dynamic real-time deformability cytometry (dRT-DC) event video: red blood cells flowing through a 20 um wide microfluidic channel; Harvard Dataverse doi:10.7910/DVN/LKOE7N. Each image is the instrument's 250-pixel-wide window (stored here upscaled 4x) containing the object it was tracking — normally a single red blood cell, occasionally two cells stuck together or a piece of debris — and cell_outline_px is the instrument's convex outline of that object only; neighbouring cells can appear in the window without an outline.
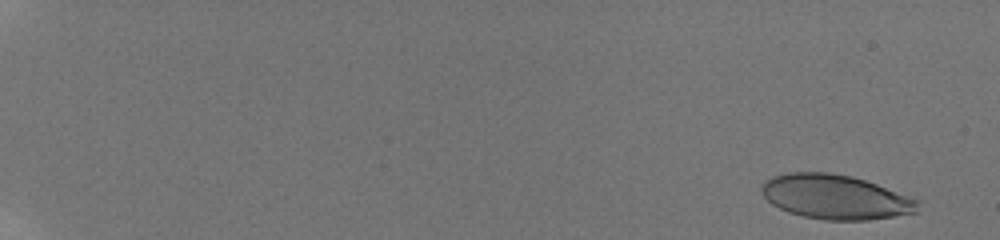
{"species": "human", "species_latin": "Homo sapiens", "temperature_condition": "room temperature", "stored_images_in_passage": 58, "camera_frame_rate_fps": 3000, "um_per_image_px": 0.085, "donor": {"sex": "male"}, "frame": {"image": 1, "passage_image": 4, "time_ms": 1.0, "image_size_px": [1000, 240], "cell_outline_px": [[920, 200], [916, 212], [868, 220], [824, 220], [804, 216], [788, 212], [772, 204], [760, 192], [760, 188], [764, 180], [772, 176], [788, 172], [832, 172], [852, 176], [876, 184]], "centroid_in_image_um": [70.97, 16.73], "position_along_channel_um": 14.0, "area_um2": 40.46}}
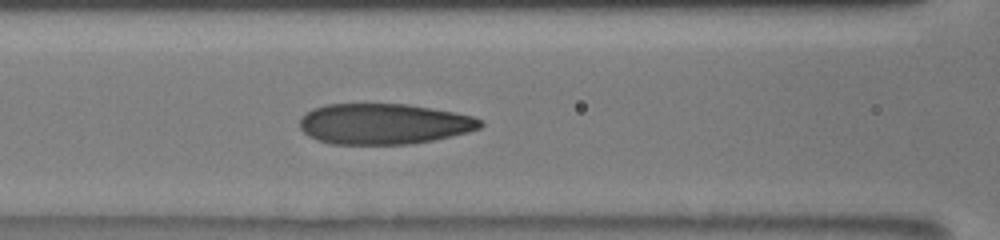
{"frame": {"image": 2, "passage_image": 30, "time_ms": 9.667, "image_size_px": [1000, 240], "cell_outline_px": [[484, 124], [480, 128], [468, 132], [432, 140], [412, 144], [332, 144], [316, 140], [308, 136], [300, 128], [300, 116], [312, 108], [324, 104], [408, 104], [452, 112], [472, 116], [484, 120]], "centroid_in_image_um": [32.59, 10.53], "position_along_channel_um": 134.0, "area_um2": 43.0}}
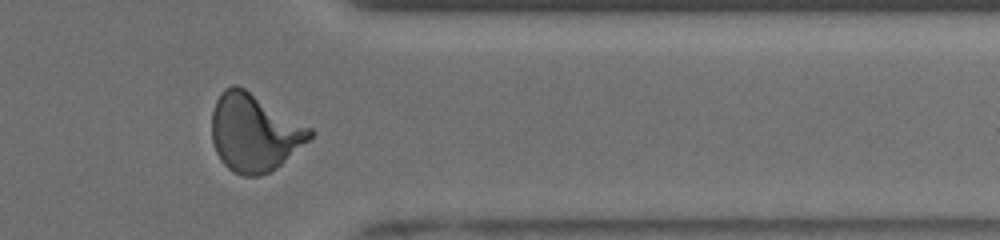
{"frame": {"image": 3, "passage_image": 50, "time_ms": 16.333, "image_size_px": [1000, 240], "cell_outline_px": [[312, 136], [308, 140], [276, 168], [260, 176], [244, 176], [232, 172], [220, 160], [216, 152], [212, 140], [212, 112], [216, 100], [220, 92], [224, 88], [232, 84], [236, 84], [244, 88], [312, 128]], "centroid_in_image_um": [21.57, 11.26], "position_along_channel_um": 389.8, "area_um2": 44.16}, "authors_computed_cell_mechanics": {"area_um2": 41.8761, "velocity_mm_per_s": 3.8853, "shape_relaxation_time_tau1_ms": 5.8547, "shape_relaxation_time_tau2_ms": 0.783, "deformation_change_tau1": 0.2296, "deformation_change_tau2": 0.0728}}